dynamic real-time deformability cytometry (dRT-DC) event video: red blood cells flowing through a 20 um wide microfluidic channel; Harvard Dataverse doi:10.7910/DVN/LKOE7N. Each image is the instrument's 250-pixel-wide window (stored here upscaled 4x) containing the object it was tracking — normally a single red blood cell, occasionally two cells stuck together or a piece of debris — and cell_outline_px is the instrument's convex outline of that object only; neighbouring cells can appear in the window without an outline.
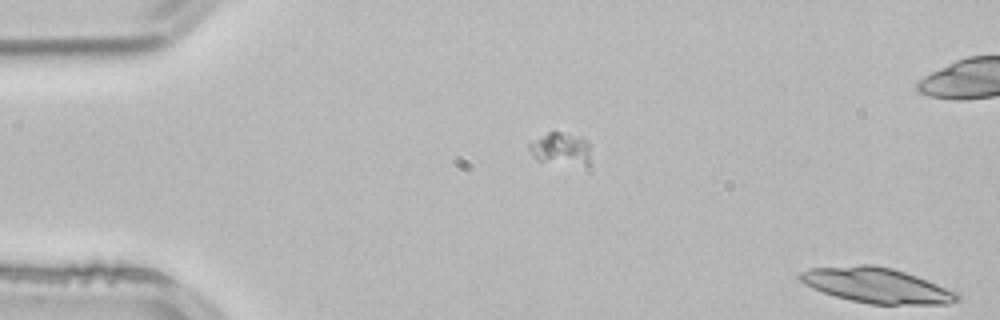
{"species": "common noctule bat (a hibernating species)", "species_latin": "Nyctalus noctula", "temperature_condition": "room temperature", "stored_images_in_passage": 3, "segment_of_instrument_passage": [2, 2], "camera_frame_rate_fps": 3000, "um_per_image_px": 0.085, "animal": {"sex": "male", "body_mass_g": 21.5, "forearm_length_mm": 52.0}, "frame": {"image": 1, "passage_image": 3, "time_ms": 0.667, "image_size_px": [1000, 320], "cell_outline_px": [[960, 300], [948, 304], [872, 304], [852, 300], [836, 296], [812, 288], [804, 284], [796, 276], [800, 272], [808, 268], [860, 264], [872, 264], [892, 268], [916, 276], [956, 292], [960, 296]], "centroid_in_image_um": [74.47, 24.24], "position_along_channel_um": 10.5, "area_um2": 32.02}}